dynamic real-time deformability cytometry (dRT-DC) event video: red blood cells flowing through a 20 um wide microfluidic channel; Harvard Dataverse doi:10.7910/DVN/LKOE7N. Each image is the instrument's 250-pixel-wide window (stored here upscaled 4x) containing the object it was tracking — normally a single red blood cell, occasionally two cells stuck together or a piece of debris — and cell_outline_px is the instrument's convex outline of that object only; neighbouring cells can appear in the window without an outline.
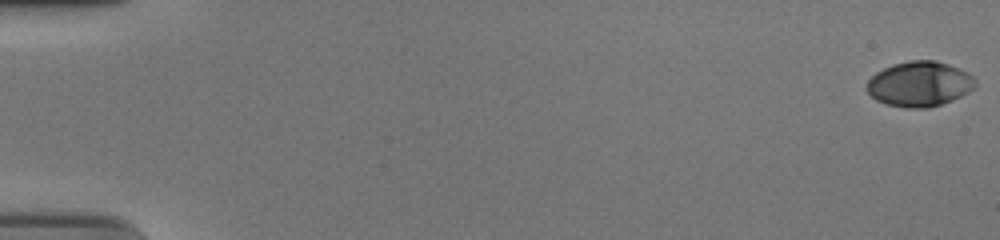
{"species": "human", "species_latin": "Homo sapiens", "temperature_condition": "cold", "stored_images_in_passage": 56, "camera_frame_rate_fps": 3000, "um_per_image_px": 0.085, "donor": {"sex": "male"}, "frame": {"image": 1, "passage_image": 1, "time_ms": 0.0, "image_size_px": [1000, 240], "cell_outline_px": [[976, 84], [968, 92], [952, 100], [928, 108], [908, 108], [884, 104], [876, 100], [868, 92], [868, 80], [876, 72], [892, 64], [908, 60], [936, 60], [960, 68], [968, 72], [976, 80]], "centroid_in_image_um": [78.16, 7.13], "position_along_channel_um": 6.8, "area_um2": 28.55}}
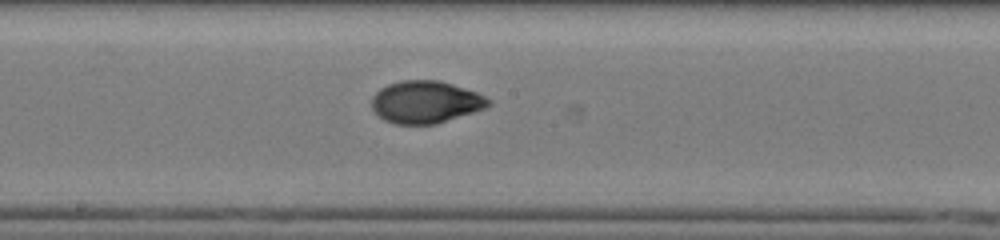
{"frame": {"image": 2, "passage_image": 32, "time_ms": 10.333, "image_size_px": [1000, 240], "cell_outline_px": [[492, 104], [484, 108], [436, 124], [396, 124], [384, 120], [372, 108], [372, 96], [380, 88], [388, 84], [400, 80], [436, 80], [452, 84], [476, 92], [492, 100]], "centroid_in_image_um": [36.16, 8.67], "position_along_channel_um": 212.0, "area_um2": 28.61}}
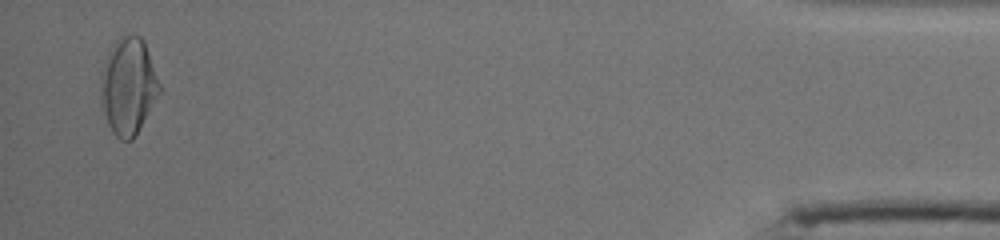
{"frame": {"image": 3, "passage_image": 55, "time_ms": 18.0, "image_size_px": [1000, 240], "cell_outline_px": [[164, 92], [132, 140], [120, 140], [112, 132], [108, 124], [100, 100], [104, 68], [108, 56], [116, 40], [120, 36], [140, 36], [144, 40], [164, 88]], "centroid_in_image_um": [11.0, 7.37], "position_along_channel_um": 424.2, "area_um2": 33.35}, "authors_computed_cell_mechanics": {"area_um2": 28.5532, "velocity_mm_per_s": 3.7537, "shape_relaxation_time_tau1_ms": 4.4215, "shape_relaxation_time_tau2_ms": 1.208, "deformation_change_tau1": 0.1632, "deformation_change_tau2": 0.044}}